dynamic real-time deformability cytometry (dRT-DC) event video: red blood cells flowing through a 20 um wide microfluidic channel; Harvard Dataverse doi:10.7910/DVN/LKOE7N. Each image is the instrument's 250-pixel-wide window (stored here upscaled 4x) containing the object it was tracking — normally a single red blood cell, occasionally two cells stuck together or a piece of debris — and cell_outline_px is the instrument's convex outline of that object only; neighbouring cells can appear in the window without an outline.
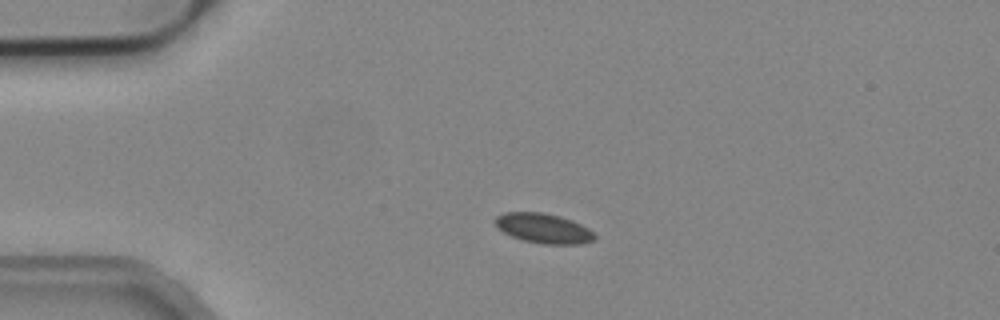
{"species": "common noctule bat (a hibernating species)", "species_latin": "Nyctalus noctula", "temperature_condition": "cold", "stored_images_in_passage": 2, "camera_frame_rate_fps": 3000, "um_per_image_px": 0.085, "animal": {"sex": "male", "body_mass_g": 19.2, "forearm_length_mm": 51.8}, "frame": {"image": 1, "passage_image": 1, "time_ms": 0.0, "image_size_px": [1000, 320], "cell_outline_px": [[596, 240], [580, 244], [544, 244], [524, 240], [512, 236], [496, 228], [492, 220], [496, 216], [504, 212], [544, 212], [560, 216], [572, 220], [588, 228], [596, 236]], "centroid_in_image_um": [46.17, 19.4], "position_along_channel_um": 38.8, "area_um2": 17.46}}